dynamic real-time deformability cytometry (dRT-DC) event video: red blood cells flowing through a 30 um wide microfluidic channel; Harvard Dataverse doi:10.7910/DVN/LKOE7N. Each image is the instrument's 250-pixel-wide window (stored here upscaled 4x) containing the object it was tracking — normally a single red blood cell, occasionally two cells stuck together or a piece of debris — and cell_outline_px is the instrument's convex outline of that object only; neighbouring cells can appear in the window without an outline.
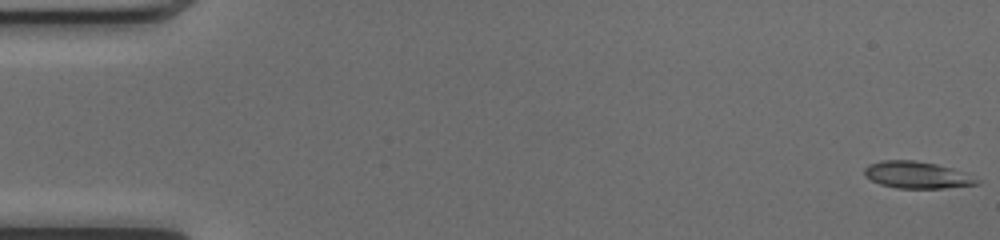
{"species": "common noctule bat (a hibernating species)", "species_latin": "Nyctalus noctula", "temperature_condition": "cold", "stored_images_in_passage": 52, "camera_frame_rate_fps": 3000, "um_per_image_px": 0.085, "animal": {"sex": "female", "body_mass_g": 17.0, "forearm_length_mm": 48.0}, "frame": {"image": 1, "passage_image": 1, "time_ms": 0.0, "image_size_px": [1000, 240], "cell_outline_px": [[980, 184], [944, 188], [896, 188], [880, 184], [864, 176], [864, 168], [868, 164], [880, 160], [916, 160], [936, 164], [952, 168], [964, 172], [980, 180]], "centroid_in_image_um": [77.93, 14.86], "position_along_channel_um": 7.1, "area_um2": 17.74}}
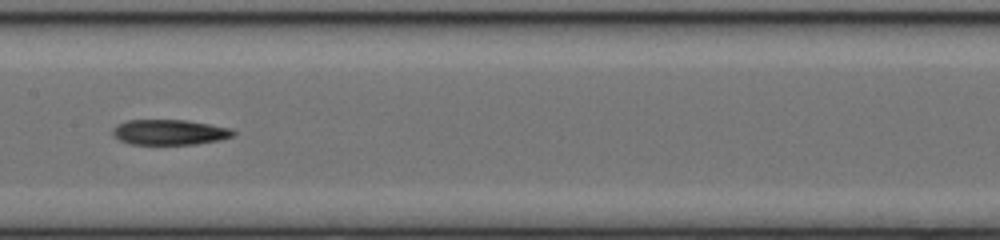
{"frame": {"image": 2, "passage_image": 26, "time_ms": 8.333, "image_size_px": [1000, 240], "cell_outline_px": [[236, 132], [232, 136], [220, 140], [196, 144], [128, 144], [120, 140], [112, 132], [112, 128], [116, 124], [128, 120], [184, 120], [232, 128]], "centroid_in_image_um": [14.4, 11.24], "position_along_channel_um": 193.0, "area_um2": 17.74}}
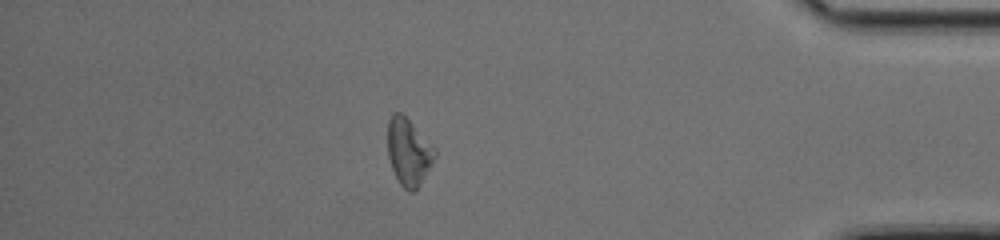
{"frame": {"image": 3, "passage_image": 44, "time_ms": 14.333, "image_size_px": [1000, 240], "cell_outline_px": [[436, 156], [420, 184], [412, 192], [408, 192], [396, 180], [388, 156], [388, 120], [392, 112], [400, 112], [436, 148]], "centroid_in_image_um": [34.72, 12.92], "position_along_channel_um": 400.5, "area_um2": 18.26}}